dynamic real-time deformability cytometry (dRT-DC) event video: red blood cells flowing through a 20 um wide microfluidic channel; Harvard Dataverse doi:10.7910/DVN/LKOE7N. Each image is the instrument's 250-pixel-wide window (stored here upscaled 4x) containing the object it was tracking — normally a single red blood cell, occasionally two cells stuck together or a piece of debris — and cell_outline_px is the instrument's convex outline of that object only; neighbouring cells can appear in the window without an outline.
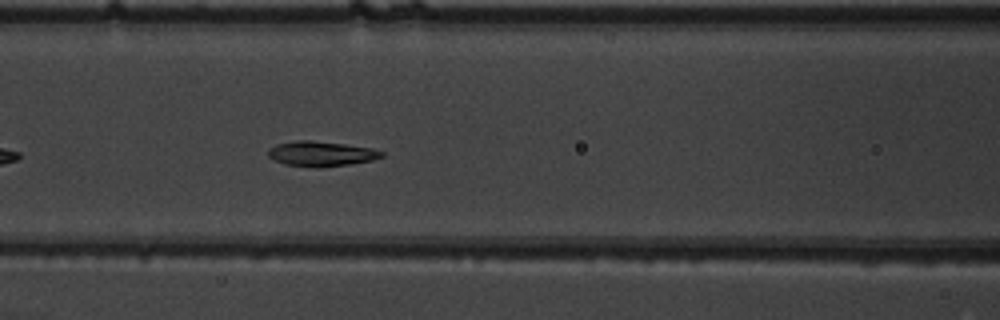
{"species": "common noctule bat (a hibernating species)", "species_latin": "Nyctalus noctula", "temperature_condition": "warm", "stored_images_in_passage": 38, "camera_frame_rate_fps": 3000, "um_per_image_px": 0.085, "animal": {"sex": "male", "body_mass_g": 19.5, "forearm_length_mm": 54.6}, "frame": {"image": 1, "passage_image": 8, "time_ms": 2.333, "image_size_px": [1000, 320], "cell_outline_px": [[384, 156], [372, 160], [348, 164], [320, 168], [316, 168], [284, 164], [268, 156], [268, 148], [276, 144], [296, 140], [312, 140], [344, 144], [372, 148], [384, 152]], "centroid_in_image_um": [27.28, 13.07], "position_along_channel_um": 139.3, "area_um2": 16.59}}
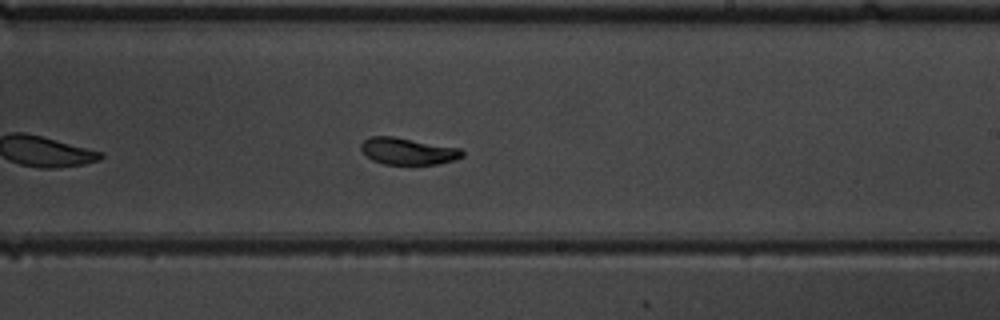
{"frame": {"image": 2, "passage_image": 17, "time_ms": 5.333, "image_size_px": [1000, 320], "cell_outline_px": [[464, 156], [452, 160], [436, 164], [384, 164], [372, 160], [360, 148], [360, 144], [364, 140], [372, 136], [392, 136], [460, 148], [464, 152]], "centroid_in_image_um": [34.66, 12.85], "position_along_channel_um": 254.3, "area_um2": 15.61}}
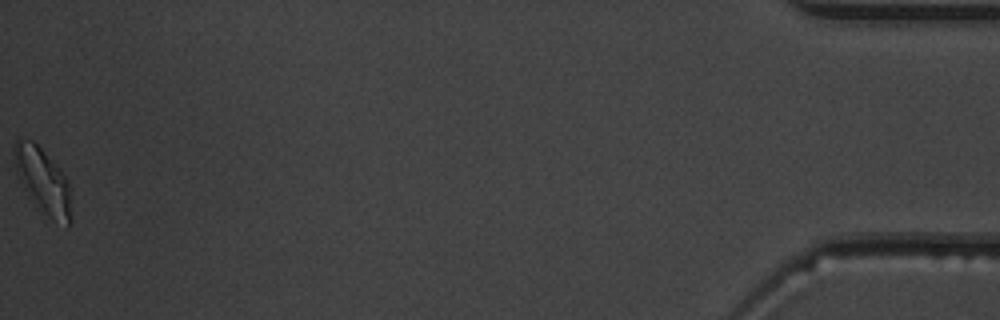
{"frame": {"image": 3, "passage_image": 38, "time_ms": 12.333, "image_size_px": [1000, 320], "cell_outline_px": [[72, 220], [68, 228], [52, 220], [36, 208], [28, 196], [16, 172], [12, 148], [16, 140], [32, 140], [60, 168], [68, 180]], "centroid_in_image_um": [3.66, 15.44], "position_along_channel_um": 431.5, "area_um2": 22.02}, "authors_computed_cell_mechanics": {"area_um2": 16.6753, "velocity_mm_per_s": 3.8492, "shape_relaxation_time_tau1_ms": 2.8415, "shape_relaxation_time_tau2_ms": 1.9852, "deformation_change_tau1": 0.1168, "deformation_change_tau2": 0.0667}}